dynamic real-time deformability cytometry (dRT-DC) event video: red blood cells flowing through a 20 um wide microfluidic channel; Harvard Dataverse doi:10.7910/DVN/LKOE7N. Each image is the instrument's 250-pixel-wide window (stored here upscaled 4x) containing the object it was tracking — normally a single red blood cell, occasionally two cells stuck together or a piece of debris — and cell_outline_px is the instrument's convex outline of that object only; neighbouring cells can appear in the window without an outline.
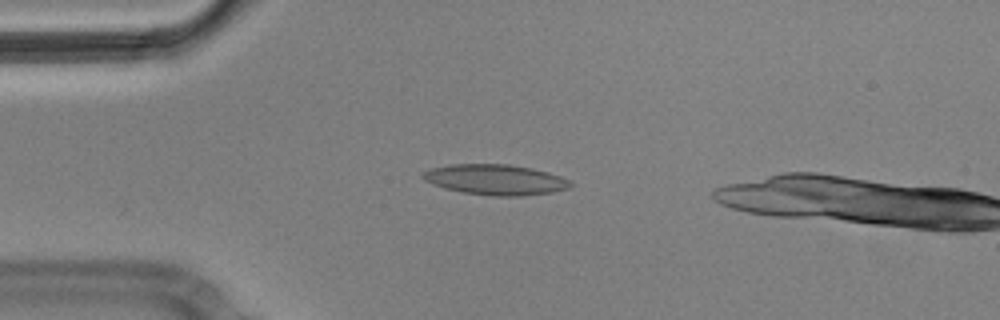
{"species": "Egyptian fruit bat (a non-hibernating species)", "species_latin": "Rousettus aegyptiacus", "temperature_condition": "cold", "stored_images_in_passage": 5, "camera_frame_rate_fps": 3000, "um_per_image_px": 0.085, "animal": {"sex": "male"}, "frame": {"image": 1, "passage_image": 4, "time_ms": 1.0, "image_size_px": [1000, 320], "cell_outline_px": [[572, 184], [568, 188], [552, 192], [524, 196], [492, 196], [464, 192], [444, 188], [432, 184], [424, 180], [420, 176], [424, 172], [432, 168], [448, 164], [508, 164], [532, 168], [548, 172], [560, 176], [568, 180]], "centroid_in_image_um": [42.09, 15.27], "position_along_channel_um": 42.9, "area_um2": 26.18}}